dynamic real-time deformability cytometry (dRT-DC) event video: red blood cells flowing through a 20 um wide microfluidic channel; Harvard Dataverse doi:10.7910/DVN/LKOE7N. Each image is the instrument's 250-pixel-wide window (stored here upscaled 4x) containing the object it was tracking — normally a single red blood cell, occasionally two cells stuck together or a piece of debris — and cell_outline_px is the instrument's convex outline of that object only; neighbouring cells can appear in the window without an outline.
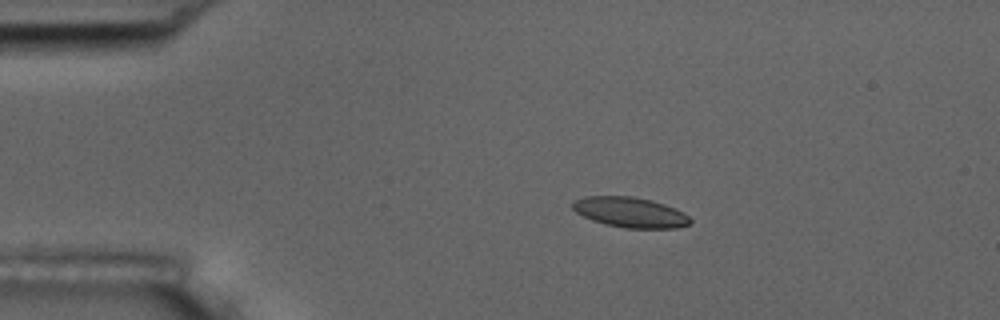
{"species": "common noctule bat (a hibernating species)", "species_latin": "Nyctalus noctula", "temperature_condition": "room temperature", "stored_images_in_passage": 6, "camera_frame_rate_fps": 3000, "um_per_image_px": 0.085, "animal": {"sex": "male", "body_mass_g": 17.5, "forearm_length_mm": 52.3}, "frame": {"image": 1, "passage_image": 3, "time_ms": 2.333, "image_size_px": [1000, 320], "cell_outline_px": [[692, 224], [676, 228], [624, 228], [604, 224], [592, 220], [576, 212], [572, 208], [572, 200], [584, 196], [632, 196], [652, 200], [664, 204], [684, 212], [692, 220]], "centroid_in_image_um": [53.56, 18.04], "position_along_channel_um": 31.4, "area_um2": 20.92}}
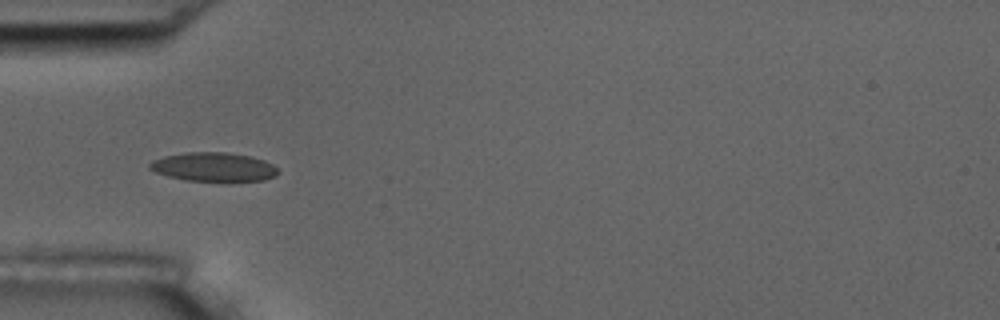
{"frame": {"image": 2, "passage_image": 5, "time_ms": 4.667, "image_size_px": [1000, 320], "cell_outline_px": [[276, 176], [264, 180], [184, 180], [168, 176], [156, 172], [148, 168], [148, 164], [152, 160], [164, 156], [184, 152], [224, 152], [252, 156], [264, 160], [272, 164], [276, 168]], "centroid_in_image_um": [18.11, 14.17], "position_along_channel_um": 66.9, "area_um2": 21.39}}